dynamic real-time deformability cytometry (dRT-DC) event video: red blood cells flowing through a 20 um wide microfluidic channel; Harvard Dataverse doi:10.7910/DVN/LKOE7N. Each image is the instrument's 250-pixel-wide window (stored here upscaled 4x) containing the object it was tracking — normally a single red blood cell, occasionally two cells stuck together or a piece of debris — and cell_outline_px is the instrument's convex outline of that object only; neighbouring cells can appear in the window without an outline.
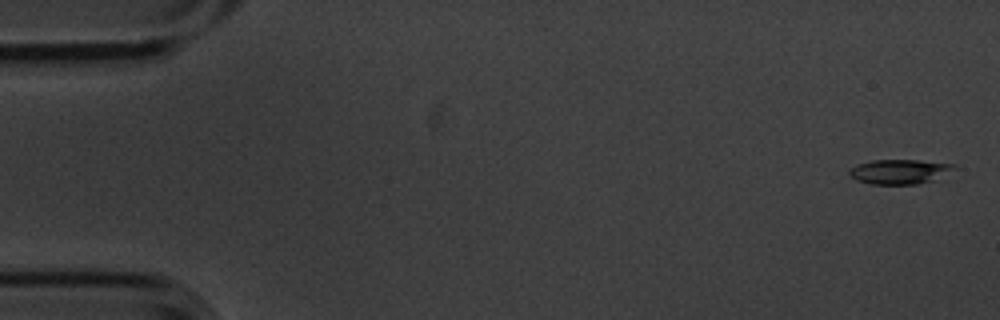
{"species": "common noctule bat (a hibernating species)", "species_latin": "Nyctalus noctula", "temperature_condition": "cold", "stored_images_in_passage": 4, "camera_frame_rate_fps": 3000, "um_per_image_px": 0.085, "animal": {"sex": "male", "body_mass_g": 20.1, "forearm_length_mm": 53.5}, "frame": {"image": 1, "passage_image": 1, "time_ms": 0.0, "image_size_px": [1000, 320], "cell_outline_px": [[956, 168], [932, 180], [916, 184], [872, 184], [856, 180], [848, 172], [852, 168], [860, 164], [872, 160], [916, 160], [956, 164]], "centroid_in_image_um": [76.46, 14.58], "position_along_channel_um": 8.5, "area_um2": 14.68}}
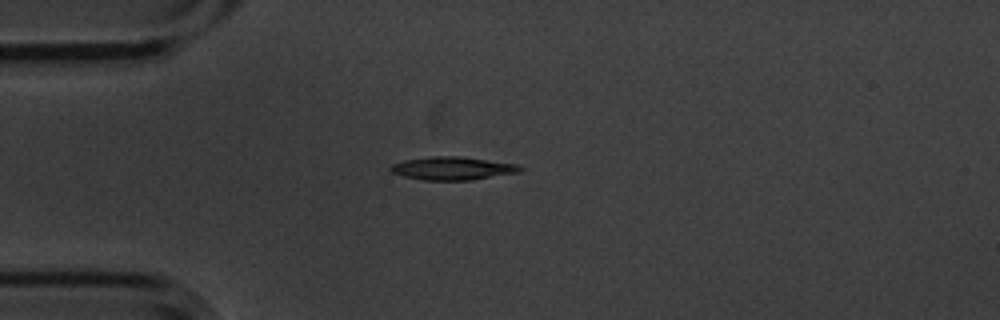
{"frame": {"image": 2, "passage_image": 4, "time_ms": 1.0, "image_size_px": [1000, 320], "cell_outline_px": [[524, 168], [520, 172], [468, 180], [424, 180], [404, 176], [392, 172], [388, 168], [392, 164], [404, 160], [432, 156], [460, 156], [516, 164]], "centroid_in_image_um": [38.45, 14.3], "position_along_channel_um": 46.6, "area_um2": 17.28}}